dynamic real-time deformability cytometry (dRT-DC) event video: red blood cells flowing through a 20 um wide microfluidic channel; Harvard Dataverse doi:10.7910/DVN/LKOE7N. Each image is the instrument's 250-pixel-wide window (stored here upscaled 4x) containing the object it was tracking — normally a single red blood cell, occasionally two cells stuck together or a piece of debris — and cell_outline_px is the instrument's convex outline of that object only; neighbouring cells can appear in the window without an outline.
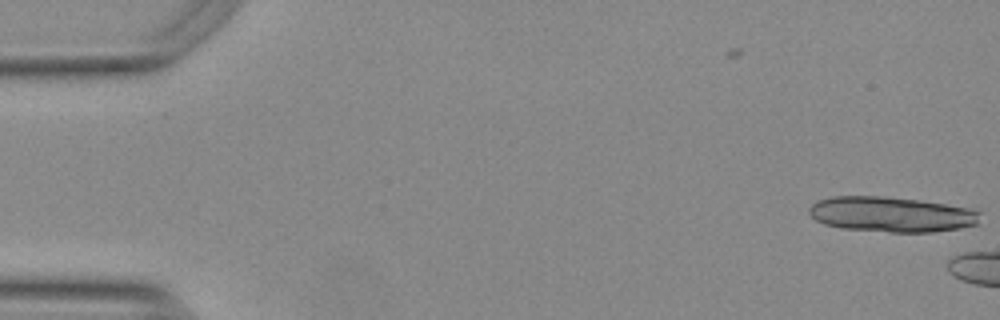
{"species": "Egyptian fruit bat (a non-hibernating species)", "species_latin": "Rousettus aegyptiacus", "temperature_condition": "warm", "stored_images_in_passage": 4, "camera_frame_rate_fps": 3000, "um_per_image_px": 0.085, "animal": {"sex": "female"}, "frame": {"image": 1, "passage_image": 4, "time_ms": 1.0, "image_size_px": [1000, 320], "cell_outline_px": [[980, 212], [976, 224], [960, 228], [932, 232], [892, 232], [840, 228], [824, 224], [816, 220], [808, 212], [808, 208], [816, 200], [832, 196], [880, 196], [916, 200], [944, 204], [968, 208]], "centroid_in_image_um": [75.7, 18.22], "position_along_channel_um": 9.3, "area_um2": 34.91}}